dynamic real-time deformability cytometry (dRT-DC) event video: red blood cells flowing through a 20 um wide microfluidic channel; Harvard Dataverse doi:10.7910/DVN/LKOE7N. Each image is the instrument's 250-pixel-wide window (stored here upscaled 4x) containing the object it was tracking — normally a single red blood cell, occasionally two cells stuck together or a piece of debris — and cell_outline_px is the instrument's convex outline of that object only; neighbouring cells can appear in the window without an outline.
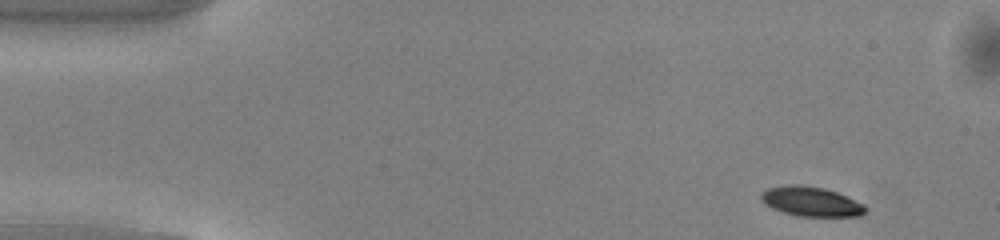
{"species": "common noctule bat (a hibernating species)", "species_latin": "Nyctalus noctula", "temperature_condition": "warm", "stored_images_in_passage": 47, "camera_frame_rate_fps": 3000, "um_per_image_px": 0.085, "animal": {"sex": "male", "body_mass_g": 13.0, "forearm_length_mm": 53.1}, "frame": {"image": 1, "passage_image": 1, "time_ms": 0.0, "image_size_px": [1000, 240], "cell_outline_px": [[864, 212], [860, 216], [796, 216], [772, 208], [760, 200], [760, 192], [768, 188], [792, 184], [824, 188], [836, 192], [864, 204]], "centroid_in_image_um": [68.89, 17.13], "position_along_channel_um": 16.1, "area_um2": 17.74}}
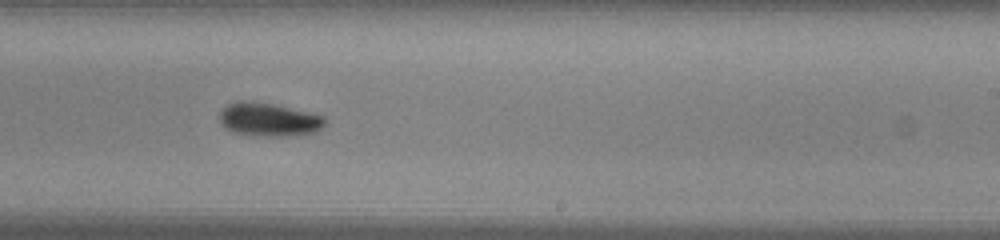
{"frame": {"image": 2, "passage_image": 27, "time_ms": 8.667, "image_size_px": [1000, 240], "cell_outline_px": [[328, 120], [316, 132], [288, 136], [268, 136], [232, 132], [220, 120], [220, 112], [228, 104], [236, 100], [252, 100], [272, 104], [308, 112], [324, 116]], "centroid_in_image_um": [22.86, 10.14], "position_along_channel_um": 266.1, "area_um2": 20.35}}
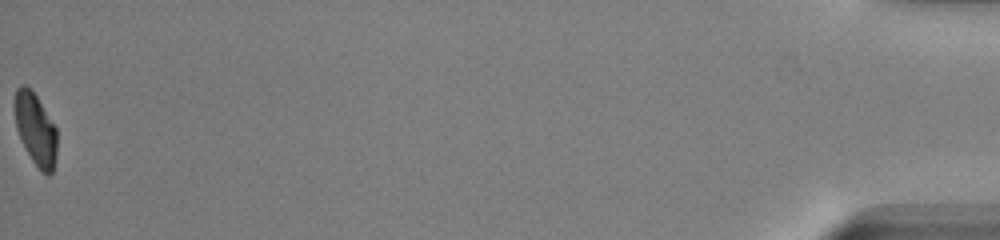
{"frame": {"image": 3, "passage_image": 47, "time_ms": 15.333, "image_size_px": [1000, 240], "cell_outline_px": [[56, 160], [52, 172], [48, 176], [40, 172], [32, 160], [16, 128], [16, 88], [20, 84], [24, 84], [32, 88], [56, 128]], "centroid_in_image_um": [3.05, 11.0], "position_along_channel_um": 432.2, "area_um2": 17.51}, "authors_computed_cell_mechanics": {"area_um2": 19.363, "velocity_mm_per_s": 4.0935, "shape_relaxation_time_tau1_ms": 2.7844, "shape_relaxation_time_tau2_ms": null, "deformation_change_tau1": 0.1229, "deformation_change_tau2": null}}